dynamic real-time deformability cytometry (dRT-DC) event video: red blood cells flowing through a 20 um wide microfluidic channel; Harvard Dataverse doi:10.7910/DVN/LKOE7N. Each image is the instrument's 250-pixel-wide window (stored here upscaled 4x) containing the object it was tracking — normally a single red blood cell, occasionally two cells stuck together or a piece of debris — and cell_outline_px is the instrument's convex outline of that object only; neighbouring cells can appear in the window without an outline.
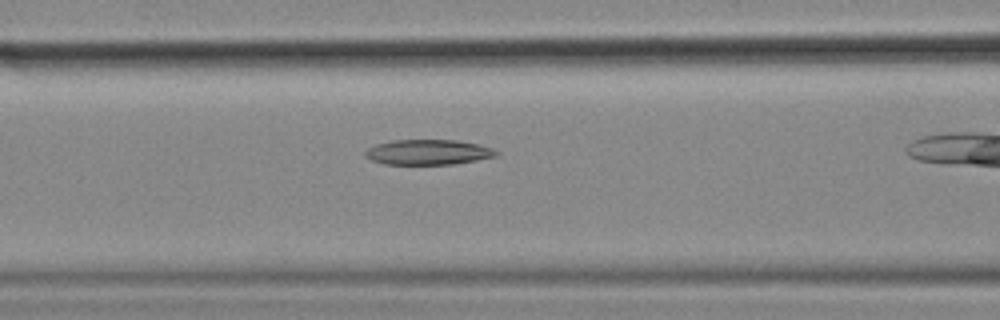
{"species": "common noctule bat (a hibernating species)", "species_latin": "Nyctalus noctula", "temperature_condition": "cold", "stored_images_in_passage": 32, "camera_frame_rate_fps": 3000, "um_per_image_px": 0.085, "animal": {"sex": "female", "body_mass_g": 18.4}, "frame": {"image": 1, "passage_image": 10, "time_ms": 3.0, "image_size_px": [1000, 320], "cell_outline_px": [[500, 152], [496, 156], [476, 160], [452, 164], [384, 164], [372, 160], [364, 156], [364, 152], [368, 148], [376, 144], [392, 140], [456, 140], [480, 144], [492, 148]], "centroid_in_image_um": [36.39, 12.93], "position_along_channel_um": 130.2, "area_um2": 19.25}}
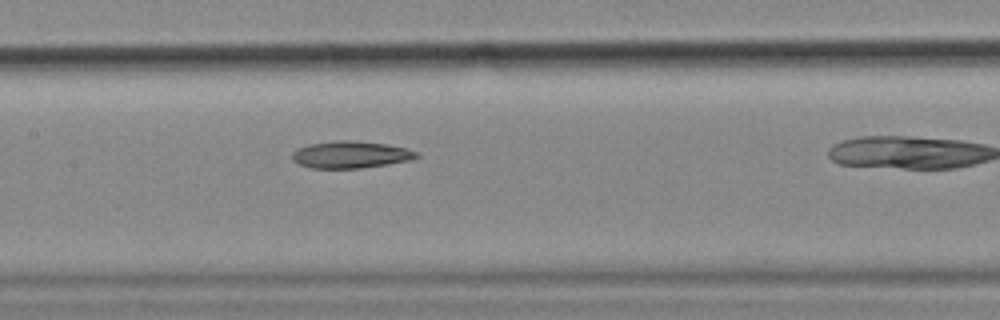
{"frame": {"image": 2, "passage_image": 14, "time_ms": 4.333, "image_size_px": [1000, 320], "cell_outline_px": [[420, 156], [412, 160], [388, 164], [360, 168], [312, 168], [300, 164], [292, 160], [292, 152], [308, 144], [336, 140], [352, 140], [388, 144], [404, 148], [416, 152]], "centroid_in_image_um": [29.81, 13.14], "position_along_channel_um": 177.6, "area_um2": 19.54}}